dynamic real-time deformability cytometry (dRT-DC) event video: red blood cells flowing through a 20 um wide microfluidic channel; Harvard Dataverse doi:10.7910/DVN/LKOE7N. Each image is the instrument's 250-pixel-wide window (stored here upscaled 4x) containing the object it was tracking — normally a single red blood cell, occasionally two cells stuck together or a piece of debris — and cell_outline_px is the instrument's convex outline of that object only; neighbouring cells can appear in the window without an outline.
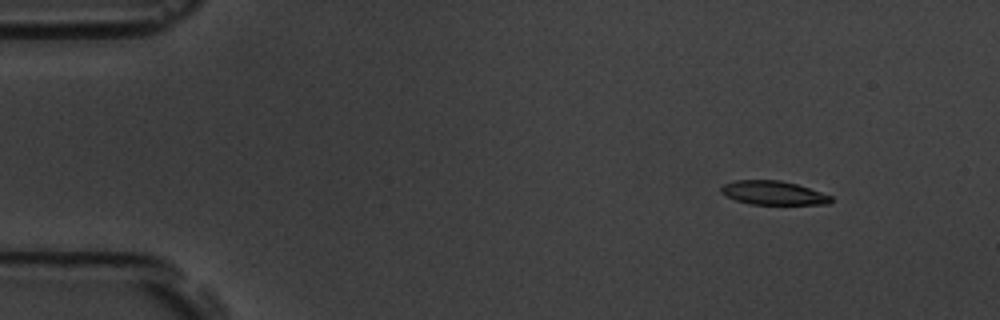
{"species": "common noctule bat (a hibernating species)", "species_latin": "Nyctalus noctula", "temperature_condition": "room temperature", "stored_images_in_passage": 5, "camera_frame_rate_fps": 3000, "um_per_image_px": 0.085, "animal": {"sex": "male", "body_mass_g": 19.5, "forearm_length_mm": 54.6}, "frame": {"image": 1, "passage_image": 2, "time_ms": 1.333, "image_size_px": [1000, 320], "cell_outline_px": [[832, 200], [828, 204], [748, 204], [736, 200], [720, 192], [720, 188], [724, 184], [736, 180], [780, 180], [796, 184], [832, 196]], "centroid_in_image_um": [65.71, 16.39], "position_along_channel_um": 19.3, "area_um2": 15.09}}
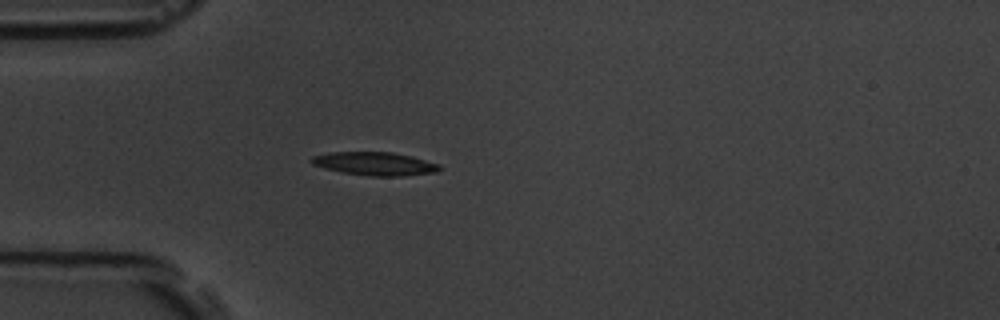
{"frame": {"image": 2, "passage_image": 5, "time_ms": 4.667, "image_size_px": [1000, 320], "cell_outline_px": [[444, 168], [436, 172], [404, 176], [368, 176], [340, 172], [324, 168], [312, 164], [308, 160], [312, 156], [328, 152], [392, 152], [412, 156], [440, 164]], "centroid_in_image_um": [31.86, 13.92], "position_along_channel_um": 53.1, "area_um2": 17.69}}